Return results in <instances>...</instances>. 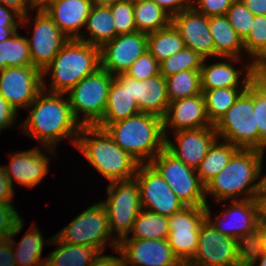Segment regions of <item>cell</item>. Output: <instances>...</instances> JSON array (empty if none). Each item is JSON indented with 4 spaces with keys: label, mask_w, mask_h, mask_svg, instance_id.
<instances>
[{
    "label": "cell",
    "mask_w": 266,
    "mask_h": 266,
    "mask_svg": "<svg viewBox=\"0 0 266 266\" xmlns=\"http://www.w3.org/2000/svg\"><path fill=\"white\" fill-rule=\"evenodd\" d=\"M27 109L31 111L20 129L36 139L43 151L55 153V147L64 138H70L72 145H76L82 125L72 113L67 94L42 90Z\"/></svg>",
    "instance_id": "6da1fadb"
},
{
    "label": "cell",
    "mask_w": 266,
    "mask_h": 266,
    "mask_svg": "<svg viewBox=\"0 0 266 266\" xmlns=\"http://www.w3.org/2000/svg\"><path fill=\"white\" fill-rule=\"evenodd\" d=\"M265 153L255 149H239L228 164L205 185V197L216 202L257 199L261 190ZM238 198V199H237Z\"/></svg>",
    "instance_id": "7a4b0ae2"
},
{
    "label": "cell",
    "mask_w": 266,
    "mask_h": 266,
    "mask_svg": "<svg viewBox=\"0 0 266 266\" xmlns=\"http://www.w3.org/2000/svg\"><path fill=\"white\" fill-rule=\"evenodd\" d=\"M75 147L110 183L134 178L140 164L97 126H82Z\"/></svg>",
    "instance_id": "3957f363"
},
{
    "label": "cell",
    "mask_w": 266,
    "mask_h": 266,
    "mask_svg": "<svg viewBox=\"0 0 266 266\" xmlns=\"http://www.w3.org/2000/svg\"><path fill=\"white\" fill-rule=\"evenodd\" d=\"M105 130L123 151L140 164L149 163L166 145L163 119L152 114L140 112L109 124Z\"/></svg>",
    "instance_id": "277c9868"
},
{
    "label": "cell",
    "mask_w": 266,
    "mask_h": 266,
    "mask_svg": "<svg viewBox=\"0 0 266 266\" xmlns=\"http://www.w3.org/2000/svg\"><path fill=\"white\" fill-rule=\"evenodd\" d=\"M100 68V48L79 39H69L42 71V88L51 93H68L83 78ZM50 73V89L44 76Z\"/></svg>",
    "instance_id": "5b68a950"
},
{
    "label": "cell",
    "mask_w": 266,
    "mask_h": 266,
    "mask_svg": "<svg viewBox=\"0 0 266 266\" xmlns=\"http://www.w3.org/2000/svg\"><path fill=\"white\" fill-rule=\"evenodd\" d=\"M218 138L239 149L258 150L259 131L253 111V81L214 126Z\"/></svg>",
    "instance_id": "8992f818"
},
{
    "label": "cell",
    "mask_w": 266,
    "mask_h": 266,
    "mask_svg": "<svg viewBox=\"0 0 266 266\" xmlns=\"http://www.w3.org/2000/svg\"><path fill=\"white\" fill-rule=\"evenodd\" d=\"M55 235L65 243L93 247L100 253H104L109 242L114 251L118 246L117 237L111 234L107 213L100 201L82 211Z\"/></svg>",
    "instance_id": "52a82bcc"
},
{
    "label": "cell",
    "mask_w": 266,
    "mask_h": 266,
    "mask_svg": "<svg viewBox=\"0 0 266 266\" xmlns=\"http://www.w3.org/2000/svg\"><path fill=\"white\" fill-rule=\"evenodd\" d=\"M112 80L111 74L99 68L66 93L72 113L82 126H95L102 119Z\"/></svg>",
    "instance_id": "ba28073f"
},
{
    "label": "cell",
    "mask_w": 266,
    "mask_h": 266,
    "mask_svg": "<svg viewBox=\"0 0 266 266\" xmlns=\"http://www.w3.org/2000/svg\"><path fill=\"white\" fill-rule=\"evenodd\" d=\"M149 164L159 173L185 206H206L205 185L196 169L185 165L166 148Z\"/></svg>",
    "instance_id": "9c48e42d"
},
{
    "label": "cell",
    "mask_w": 266,
    "mask_h": 266,
    "mask_svg": "<svg viewBox=\"0 0 266 266\" xmlns=\"http://www.w3.org/2000/svg\"><path fill=\"white\" fill-rule=\"evenodd\" d=\"M108 198L100 201L104 206L111 234L117 240L129 236L134 221L142 210L140 191L135 178L111 182L107 186Z\"/></svg>",
    "instance_id": "30bf717a"
},
{
    "label": "cell",
    "mask_w": 266,
    "mask_h": 266,
    "mask_svg": "<svg viewBox=\"0 0 266 266\" xmlns=\"http://www.w3.org/2000/svg\"><path fill=\"white\" fill-rule=\"evenodd\" d=\"M246 247L217 231L206 220L200 227L198 247L185 266H244Z\"/></svg>",
    "instance_id": "8fae6325"
},
{
    "label": "cell",
    "mask_w": 266,
    "mask_h": 266,
    "mask_svg": "<svg viewBox=\"0 0 266 266\" xmlns=\"http://www.w3.org/2000/svg\"><path fill=\"white\" fill-rule=\"evenodd\" d=\"M229 207L222 210L221 214L213 220L207 204L205 206L206 221L221 234L237 239L247 248L253 242L260 225L258 200L232 201Z\"/></svg>",
    "instance_id": "7c38bea8"
},
{
    "label": "cell",
    "mask_w": 266,
    "mask_h": 266,
    "mask_svg": "<svg viewBox=\"0 0 266 266\" xmlns=\"http://www.w3.org/2000/svg\"><path fill=\"white\" fill-rule=\"evenodd\" d=\"M206 220L205 206H186L168 217V244L185 265L198 247L200 227Z\"/></svg>",
    "instance_id": "4fadbf2b"
},
{
    "label": "cell",
    "mask_w": 266,
    "mask_h": 266,
    "mask_svg": "<svg viewBox=\"0 0 266 266\" xmlns=\"http://www.w3.org/2000/svg\"><path fill=\"white\" fill-rule=\"evenodd\" d=\"M134 178L138 182L142 209L170 217L186 207L149 163L139 164Z\"/></svg>",
    "instance_id": "5bb4252c"
},
{
    "label": "cell",
    "mask_w": 266,
    "mask_h": 266,
    "mask_svg": "<svg viewBox=\"0 0 266 266\" xmlns=\"http://www.w3.org/2000/svg\"><path fill=\"white\" fill-rule=\"evenodd\" d=\"M42 90V71L35 66L0 70V94L17 112L20 108L26 109Z\"/></svg>",
    "instance_id": "9a60e30c"
},
{
    "label": "cell",
    "mask_w": 266,
    "mask_h": 266,
    "mask_svg": "<svg viewBox=\"0 0 266 266\" xmlns=\"http://www.w3.org/2000/svg\"><path fill=\"white\" fill-rule=\"evenodd\" d=\"M36 11L35 19L31 20L34 27L32 38L27 37V41L32 66L43 71L69 39L43 9Z\"/></svg>",
    "instance_id": "2e32d148"
},
{
    "label": "cell",
    "mask_w": 266,
    "mask_h": 266,
    "mask_svg": "<svg viewBox=\"0 0 266 266\" xmlns=\"http://www.w3.org/2000/svg\"><path fill=\"white\" fill-rule=\"evenodd\" d=\"M147 51V34L139 31L115 36L100 47V68L112 76L125 73Z\"/></svg>",
    "instance_id": "e0dca14e"
},
{
    "label": "cell",
    "mask_w": 266,
    "mask_h": 266,
    "mask_svg": "<svg viewBox=\"0 0 266 266\" xmlns=\"http://www.w3.org/2000/svg\"><path fill=\"white\" fill-rule=\"evenodd\" d=\"M117 250L127 266H185L164 240L121 239Z\"/></svg>",
    "instance_id": "ac0fdd59"
},
{
    "label": "cell",
    "mask_w": 266,
    "mask_h": 266,
    "mask_svg": "<svg viewBox=\"0 0 266 266\" xmlns=\"http://www.w3.org/2000/svg\"><path fill=\"white\" fill-rule=\"evenodd\" d=\"M174 134L177 145L167 137L165 148L193 169L199 167L210 146L218 138L215 127L179 130Z\"/></svg>",
    "instance_id": "d6986e66"
},
{
    "label": "cell",
    "mask_w": 266,
    "mask_h": 266,
    "mask_svg": "<svg viewBox=\"0 0 266 266\" xmlns=\"http://www.w3.org/2000/svg\"><path fill=\"white\" fill-rule=\"evenodd\" d=\"M171 23L178 30L186 48L192 49L204 59L215 57V46L209 29L208 16L190 7L173 16Z\"/></svg>",
    "instance_id": "ffe728a7"
},
{
    "label": "cell",
    "mask_w": 266,
    "mask_h": 266,
    "mask_svg": "<svg viewBox=\"0 0 266 266\" xmlns=\"http://www.w3.org/2000/svg\"><path fill=\"white\" fill-rule=\"evenodd\" d=\"M172 131L214 127L207 116L203 94L172 101L168 105L163 118V131L168 137L169 128ZM174 129V130H173Z\"/></svg>",
    "instance_id": "44dd1931"
},
{
    "label": "cell",
    "mask_w": 266,
    "mask_h": 266,
    "mask_svg": "<svg viewBox=\"0 0 266 266\" xmlns=\"http://www.w3.org/2000/svg\"><path fill=\"white\" fill-rule=\"evenodd\" d=\"M49 158L39 147L12 154L8 166H3L11 186L14 182L28 188L37 186L49 172Z\"/></svg>",
    "instance_id": "7402d4cb"
},
{
    "label": "cell",
    "mask_w": 266,
    "mask_h": 266,
    "mask_svg": "<svg viewBox=\"0 0 266 266\" xmlns=\"http://www.w3.org/2000/svg\"><path fill=\"white\" fill-rule=\"evenodd\" d=\"M206 64L203 60L200 75H201V88L202 90H213L218 88H231V87H248L253 81V68L254 64L250 61L246 67V74L242 77V70H238L234 65L236 62H241L242 58L222 57V60ZM230 61L232 63H230ZM234 62V65H233ZM236 68V69H235ZM242 77V78H241ZM242 79V80H241Z\"/></svg>",
    "instance_id": "603a6c76"
},
{
    "label": "cell",
    "mask_w": 266,
    "mask_h": 266,
    "mask_svg": "<svg viewBox=\"0 0 266 266\" xmlns=\"http://www.w3.org/2000/svg\"><path fill=\"white\" fill-rule=\"evenodd\" d=\"M129 93L137 102L140 112L164 118L170 100L166 79L161 74L146 80H137L129 76Z\"/></svg>",
    "instance_id": "cb8c5ba5"
},
{
    "label": "cell",
    "mask_w": 266,
    "mask_h": 266,
    "mask_svg": "<svg viewBox=\"0 0 266 266\" xmlns=\"http://www.w3.org/2000/svg\"><path fill=\"white\" fill-rule=\"evenodd\" d=\"M92 6L91 0H54L43 10L68 39H78Z\"/></svg>",
    "instance_id": "d4e9b609"
},
{
    "label": "cell",
    "mask_w": 266,
    "mask_h": 266,
    "mask_svg": "<svg viewBox=\"0 0 266 266\" xmlns=\"http://www.w3.org/2000/svg\"><path fill=\"white\" fill-rule=\"evenodd\" d=\"M140 113L137 102L129 93V76L125 73L113 76L107 104L102 119L95 125L105 129L109 124Z\"/></svg>",
    "instance_id": "484cf974"
},
{
    "label": "cell",
    "mask_w": 266,
    "mask_h": 266,
    "mask_svg": "<svg viewBox=\"0 0 266 266\" xmlns=\"http://www.w3.org/2000/svg\"><path fill=\"white\" fill-rule=\"evenodd\" d=\"M23 227L24 221L21 219L8 240L11 242L17 266H36L46 260L41 258L42 250L45 243L47 245L51 243L52 238L44 240L41 231L32 226L22 237L19 244H16L13 237L20 233ZM15 245H17V248H14Z\"/></svg>",
    "instance_id": "4316f807"
},
{
    "label": "cell",
    "mask_w": 266,
    "mask_h": 266,
    "mask_svg": "<svg viewBox=\"0 0 266 266\" xmlns=\"http://www.w3.org/2000/svg\"><path fill=\"white\" fill-rule=\"evenodd\" d=\"M215 46V57L241 58L245 52L243 40L236 33L226 15L208 17ZM244 50V51H243Z\"/></svg>",
    "instance_id": "83f0119b"
},
{
    "label": "cell",
    "mask_w": 266,
    "mask_h": 266,
    "mask_svg": "<svg viewBox=\"0 0 266 266\" xmlns=\"http://www.w3.org/2000/svg\"><path fill=\"white\" fill-rule=\"evenodd\" d=\"M84 30L86 32L83 31L78 39L88 44L100 48L111 41L116 36V30L109 6L93 4Z\"/></svg>",
    "instance_id": "f1b7e54d"
},
{
    "label": "cell",
    "mask_w": 266,
    "mask_h": 266,
    "mask_svg": "<svg viewBox=\"0 0 266 266\" xmlns=\"http://www.w3.org/2000/svg\"><path fill=\"white\" fill-rule=\"evenodd\" d=\"M59 246L45 258L49 266H91L100 252L85 245H72L53 235L50 243Z\"/></svg>",
    "instance_id": "f546056e"
},
{
    "label": "cell",
    "mask_w": 266,
    "mask_h": 266,
    "mask_svg": "<svg viewBox=\"0 0 266 266\" xmlns=\"http://www.w3.org/2000/svg\"><path fill=\"white\" fill-rule=\"evenodd\" d=\"M239 150L233 144L217 138L210 146L206 156L196 169L200 181L206 185L229 162L231 157Z\"/></svg>",
    "instance_id": "4dcf8cb0"
},
{
    "label": "cell",
    "mask_w": 266,
    "mask_h": 266,
    "mask_svg": "<svg viewBox=\"0 0 266 266\" xmlns=\"http://www.w3.org/2000/svg\"><path fill=\"white\" fill-rule=\"evenodd\" d=\"M136 29L146 34L156 32L172 22V17L151 0H133Z\"/></svg>",
    "instance_id": "1f68e13d"
},
{
    "label": "cell",
    "mask_w": 266,
    "mask_h": 266,
    "mask_svg": "<svg viewBox=\"0 0 266 266\" xmlns=\"http://www.w3.org/2000/svg\"><path fill=\"white\" fill-rule=\"evenodd\" d=\"M184 48L185 43L172 23L147 34V50L159 63Z\"/></svg>",
    "instance_id": "d6a6232c"
},
{
    "label": "cell",
    "mask_w": 266,
    "mask_h": 266,
    "mask_svg": "<svg viewBox=\"0 0 266 266\" xmlns=\"http://www.w3.org/2000/svg\"><path fill=\"white\" fill-rule=\"evenodd\" d=\"M131 237L123 239L164 240L168 238V217L142 209L133 223Z\"/></svg>",
    "instance_id": "836d02e7"
},
{
    "label": "cell",
    "mask_w": 266,
    "mask_h": 266,
    "mask_svg": "<svg viewBox=\"0 0 266 266\" xmlns=\"http://www.w3.org/2000/svg\"><path fill=\"white\" fill-rule=\"evenodd\" d=\"M246 89L247 87H231L202 90V94L205 99L207 116L213 126L220 121L240 94Z\"/></svg>",
    "instance_id": "e575fe53"
},
{
    "label": "cell",
    "mask_w": 266,
    "mask_h": 266,
    "mask_svg": "<svg viewBox=\"0 0 266 266\" xmlns=\"http://www.w3.org/2000/svg\"><path fill=\"white\" fill-rule=\"evenodd\" d=\"M165 79L170 102L202 93L200 70L180 71Z\"/></svg>",
    "instance_id": "d590c367"
},
{
    "label": "cell",
    "mask_w": 266,
    "mask_h": 266,
    "mask_svg": "<svg viewBox=\"0 0 266 266\" xmlns=\"http://www.w3.org/2000/svg\"><path fill=\"white\" fill-rule=\"evenodd\" d=\"M32 65L27 37L16 31L10 38L0 42V70L13 66Z\"/></svg>",
    "instance_id": "8d00e7d4"
},
{
    "label": "cell",
    "mask_w": 266,
    "mask_h": 266,
    "mask_svg": "<svg viewBox=\"0 0 266 266\" xmlns=\"http://www.w3.org/2000/svg\"><path fill=\"white\" fill-rule=\"evenodd\" d=\"M243 43L245 54L250 55L253 64L266 62V15L254 17Z\"/></svg>",
    "instance_id": "74e56055"
},
{
    "label": "cell",
    "mask_w": 266,
    "mask_h": 266,
    "mask_svg": "<svg viewBox=\"0 0 266 266\" xmlns=\"http://www.w3.org/2000/svg\"><path fill=\"white\" fill-rule=\"evenodd\" d=\"M203 60L198 53L185 47L159 63L160 74L166 78L180 71L200 70Z\"/></svg>",
    "instance_id": "f35d334b"
},
{
    "label": "cell",
    "mask_w": 266,
    "mask_h": 266,
    "mask_svg": "<svg viewBox=\"0 0 266 266\" xmlns=\"http://www.w3.org/2000/svg\"><path fill=\"white\" fill-rule=\"evenodd\" d=\"M112 13L116 36L137 31L133 0H119L109 5Z\"/></svg>",
    "instance_id": "ab89813d"
},
{
    "label": "cell",
    "mask_w": 266,
    "mask_h": 266,
    "mask_svg": "<svg viewBox=\"0 0 266 266\" xmlns=\"http://www.w3.org/2000/svg\"><path fill=\"white\" fill-rule=\"evenodd\" d=\"M226 16L236 33L244 40L250 32L255 15L241 0H235L227 11Z\"/></svg>",
    "instance_id": "60d3db41"
},
{
    "label": "cell",
    "mask_w": 266,
    "mask_h": 266,
    "mask_svg": "<svg viewBox=\"0 0 266 266\" xmlns=\"http://www.w3.org/2000/svg\"><path fill=\"white\" fill-rule=\"evenodd\" d=\"M253 111L259 131L258 150L266 152V92L253 81Z\"/></svg>",
    "instance_id": "b9f144b4"
},
{
    "label": "cell",
    "mask_w": 266,
    "mask_h": 266,
    "mask_svg": "<svg viewBox=\"0 0 266 266\" xmlns=\"http://www.w3.org/2000/svg\"><path fill=\"white\" fill-rule=\"evenodd\" d=\"M125 74L137 80H146L160 74L159 62L147 50L133 62Z\"/></svg>",
    "instance_id": "7bdbcfd3"
},
{
    "label": "cell",
    "mask_w": 266,
    "mask_h": 266,
    "mask_svg": "<svg viewBox=\"0 0 266 266\" xmlns=\"http://www.w3.org/2000/svg\"><path fill=\"white\" fill-rule=\"evenodd\" d=\"M235 0H191V7L198 13L210 16L226 15Z\"/></svg>",
    "instance_id": "ee69618b"
},
{
    "label": "cell",
    "mask_w": 266,
    "mask_h": 266,
    "mask_svg": "<svg viewBox=\"0 0 266 266\" xmlns=\"http://www.w3.org/2000/svg\"><path fill=\"white\" fill-rule=\"evenodd\" d=\"M21 20V17L17 13L11 11L5 5L0 4V42L7 40L18 31Z\"/></svg>",
    "instance_id": "f6af8a7d"
},
{
    "label": "cell",
    "mask_w": 266,
    "mask_h": 266,
    "mask_svg": "<svg viewBox=\"0 0 266 266\" xmlns=\"http://www.w3.org/2000/svg\"><path fill=\"white\" fill-rule=\"evenodd\" d=\"M21 219L14 204L0 203V234H12Z\"/></svg>",
    "instance_id": "bcb514c9"
},
{
    "label": "cell",
    "mask_w": 266,
    "mask_h": 266,
    "mask_svg": "<svg viewBox=\"0 0 266 266\" xmlns=\"http://www.w3.org/2000/svg\"><path fill=\"white\" fill-rule=\"evenodd\" d=\"M0 4L5 5L21 17V26L29 24V11L34 9L32 0H0Z\"/></svg>",
    "instance_id": "7dc6e473"
},
{
    "label": "cell",
    "mask_w": 266,
    "mask_h": 266,
    "mask_svg": "<svg viewBox=\"0 0 266 266\" xmlns=\"http://www.w3.org/2000/svg\"><path fill=\"white\" fill-rule=\"evenodd\" d=\"M18 112L0 94V130L12 127L16 122Z\"/></svg>",
    "instance_id": "c3c4849f"
},
{
    "label": "cell",
    "mask_w": 266,
    "mask_h": 266,
    "mask_svg": "<svg viewBox=\"0 0 266 266\" xmlns=\"http://www.w3.org/2000/svg\"><path fill=\"white\" fill-rule=\"evenodd\" d=\"M171 17L191 7V0H151Z\"/></svg>",
    "instance_id": "681fc988"
},
{
    "label": "cell",
    "mask_w": 266,
    "mask_h": 266,
    "mask_svg": "<svg viewBox=\"0 0 266 266\" xmlns=\"http://www.w3.org/2000/svg\"><path fill=\"white\" fill-rule=\"evenodd\" d=\"M13 188L6 175L5 168L0 166V203H12L11 199L14 196Z\"/></svg>",
    "instance_id": "f907efd6"
},
{
    "label": "cell",
    "mask_w": 266,
    "mask_h": 266,
    "mask_svg": "<svg viewBox=\"0 0 266 266\" xmlns=\"http://www.w3.org/2000/svg\"><path fill=\"white\" fill-rule=\"evenodd\" d=\"M115 252L121 257L100 253L91 266H127L124 256L117 249Z\"/></svg>",
    "instance_id": "816d5d0a"
},
{
    "label": "cell",
    "mask_w": 266,
    "mask_h": 266,
    "mask_svg": "<svg viewBox=\"0 0 266 266\" xmlns=\"http://www.w3.org/2000/svg\"><path fill=\"white\" fill-rule=\"evenodd\" d=\"M246 251H262L266 253V226L259 225L255 238Z\"/></svg>",
    "instance_id": "f5cc1de1"
},
{
    "label": "cell",
    "mask_w": 266,
    "mask_h": 266,
    "mask_svg": "<svg viewBox=\"0 0 266 266\" xmlns=\"http://www.w3.org/2000/svg\"><path fill=\"white\" fill-rule=\"evenodd\" d=\"M0 266H17L9 240L0 247Z\"/></svg>",
    "instance_id": "db71d44e"
},
{
    "label": "cell",
    "mask_w": 266,
    "mask_h": 266,
    "mask_svg": "<svg viewBox=\"0 0 266 266\" xmlns=\"http://www.w3.org/2000/svg\"><path fill=\"white\" fill-rule=\"evenodd\" d=\"M244 266H266V253L262 251H245Z\"/></svg>",
    "instance_id": "11a10c76"
},
{
    "label": "cell",
    "mask_w": 266,
    "mask_h": 266,
    "mask_svg": "<svg viewBox=\"0 0 266 266\" xmlns=\"http://www.w3.org/2000/svg\"><path fill=\"white\" fill-rule=\"evenodd\" d=\"M253 81L266 92V62L254 64Z\"/></svg>",
    "instance_id": "9f6ffc18"
},
{
    "label": "cell",
    "mask_w": 266,
    "mask_h": 266,
    "mask_svg": "<svg viewBox=\"0 0 266 266\" xmlns=\"http://www.w3.org/2000/svg\"><path fill=\"white\" fill-rule=\"evenodd\" d=\"M241 1L255 16L266 15V0H241Z\"/></svg>",
    "instance_id": "6f0895ef"
},
{
    "label": "cell",
    "mask_w": 266,
    "mask_h": 266,
    "mask_svg": "<svg viewBox=\"0 0 266 266\" xmlns=\"http://www.w3.org/2000/svg\"><path fill=\"white\" fill-rule=\"evenodd\" d=\"M257 200L259 203L260 224L266 226V193H259Z\"/></svg>",
    "instance_id": "680465c9"
},
{
    "label": "cell",
    "mask_w": 266,
    "mask_h": 266,
    "mask_svg": "<svg viewBox=\"0 0 266 266\" xmlns=\"http://www.w3.org/2000/svg\"><path fill=\"white\" fill-rule=\"evenodd\" d=\"M54 0H32L34 9H43L48 3Z\"/></svg>",
    "instance_id": "91938a15"
},
{
    "label": "cell",
    "mask_w": 266,
    "mask_h": 266,
    "mask_svg": "<svg viewBox=\"0 0 266 266\" xmlns=\"http://www.w3.org/2000/svg\"><path fill=\"white\" fill-rule=\"evenodd\" d=\"M91 1L95 5L109 6V5L114 4L115 2H117L119 0H91Z\"/></svg>",
    "instance_id": "94428289"
},
{
    "label": "cell",
    "mask_w": 266,
    "mask_h": 266,
    "mask_svg": "<svg viewBox=\"0 0 266 266\" xmlns=\"http://www.w3.org/2000/svg\"><path fill=\"white\" fill-rule=\"evenodd\" d=\"M260 180H261V190L259 193H266V175L265 176L261 175Z\"/></svg>",
    "instance_id": "6125c7cd"
},
{
    "label": "cell",
    "mask_w": 266,
    "mask_h": 266,
    "mask_svg": "<svg viewBox=\"0 0 266 266\" xmlns=\"http://www.w3.org/2000/svg\"><path fill=\"white\" fill-rule=\"evenodd\" d=\"M11 234H0V247L8 241Z\"/></svg>",
    "instance_id": "be15d7a7"
},
{
    "label": "cell",
    "mask_w": 266,
    "mask_h": 266,
    "mask_svg": "<svg viewBox=\"0 0 266 266\" xmlns=\"http://www.w3.org/2000/svg\"><path fill=\"white\" fill-rule=\"evenodd\" d=\"M36 266H49L48 262L45 260L39 264H37Z\"/></svg>",
    "instance_id": "e7e4bbea"
}]
</instances>
